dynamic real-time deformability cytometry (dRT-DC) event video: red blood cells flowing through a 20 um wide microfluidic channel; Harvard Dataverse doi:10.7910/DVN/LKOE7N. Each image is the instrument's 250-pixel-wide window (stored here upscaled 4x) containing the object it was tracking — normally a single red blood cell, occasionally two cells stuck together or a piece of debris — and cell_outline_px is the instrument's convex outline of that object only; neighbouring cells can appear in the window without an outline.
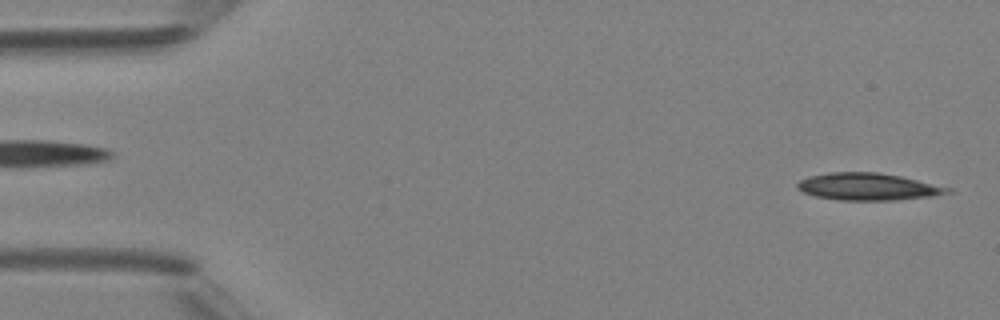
{"species": "Egyptian fruit bat (a non-hibernating species)", "species_latin": "Rousettus aegyptiacus", "temperature_condition": "room temperature", "stored_images_in_passage": 4, "segment_of_instrument_passage": [2, 2], "camera_frame_rate_fps": 3000, "um_per_image_px": 0.085, "animal": {"sex": "female"}, "frame": {"image": 1, "passage_image": 4, "time_ms": 4.333, "image_size_px": [1000, 320], "cell_outline_px": [[952, 192], [936, 196], [892, 200], [836, 200], [816, 196], [804, 192], [796, 188], [796, 184], [800, 180], [808, 176], [828, 172], [880, 172], [900, 176], [952, 188]], "centroid_in_image_um": [73.77, 15.86], "position_along_channel_um": 11.2, "area_um2": 23.87}}